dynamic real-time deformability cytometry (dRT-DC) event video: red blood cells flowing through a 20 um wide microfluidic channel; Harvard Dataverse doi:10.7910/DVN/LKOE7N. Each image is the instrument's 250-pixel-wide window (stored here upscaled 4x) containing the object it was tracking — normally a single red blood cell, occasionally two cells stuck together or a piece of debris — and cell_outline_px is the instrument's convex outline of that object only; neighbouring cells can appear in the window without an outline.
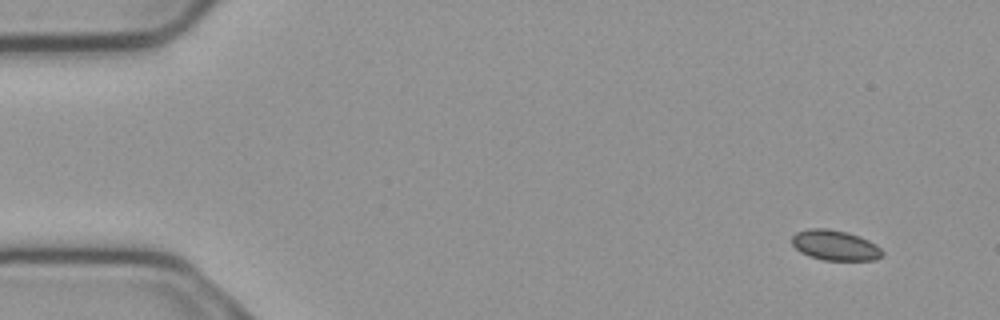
{"species": "common noctule bat (a hibernating species)", "species_latin": "Nyctalus noctula", "temperature_condition": "cold", "stored_images_in_passage": 6, "segment_of_instrument_passage": [2, 2], "camera_frame_rate_fps": 3000, "um_per_image_px": 0.085, "animal": {"sex": "male", "body_mass_g": 23.1, "forearm_length_mm": 52.7}, "frame": {"image": 1, "passage_image": 6, "time_ms": 1.667, "image_size_px": [1000, 320], "cell_outline_px": [[884, 252], [876, 260], [824, 260], [808, 256], [800, 252], [792, 244], [792, 236], [796, 232], [808, 228], [828, 228], [848, 232], [860, 236], [876, 244]], "centroid_in_image_um": [70.97, 20.84], "position_along_channel_um": 14.0, "area_um2": 16.07}}